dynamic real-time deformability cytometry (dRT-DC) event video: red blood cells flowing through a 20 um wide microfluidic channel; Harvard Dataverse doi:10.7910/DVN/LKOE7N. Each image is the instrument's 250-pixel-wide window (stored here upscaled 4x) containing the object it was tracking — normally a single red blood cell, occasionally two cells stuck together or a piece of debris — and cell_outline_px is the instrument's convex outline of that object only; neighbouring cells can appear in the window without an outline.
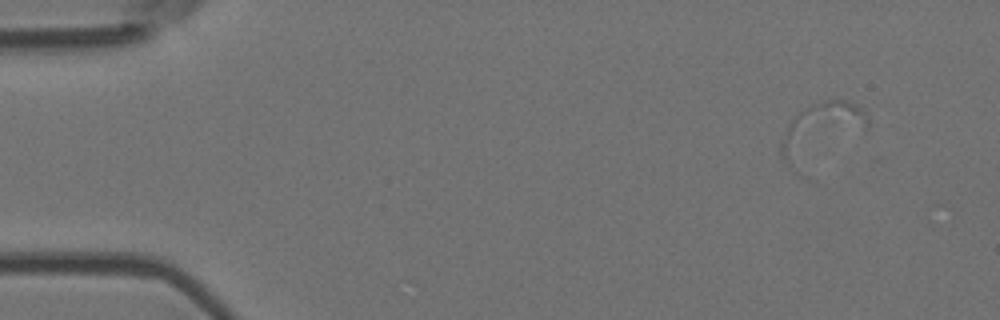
{"species": "Egyptian fruit bat (a non-hibernating species)", "species_latin": "Rousettus aegyptiacus", "temperature_condition": "room temperature", "stored_images_in_passage": 6, "camera_frame_rate_fps": 3000, "um_per_image_px": 0.085, "animal": {"sex": "female"}, "frame": {"image": 1, "passage_image": 2, "time_ms": 0.333, "image_size_px": [1000, 320], "cell_outline_px": [[868, 128], [864, 132], [788, 156], [784, 156], [780, 152], [780, 144], [788, 124], [800, 112], [824, 100], [844, 100], [860, 108], [864, 112], [868, 120]], "centroid_in_image_um": [69.94, 10.72], "position_along_channel_um": 15.1, "area_um2": 22.43}}
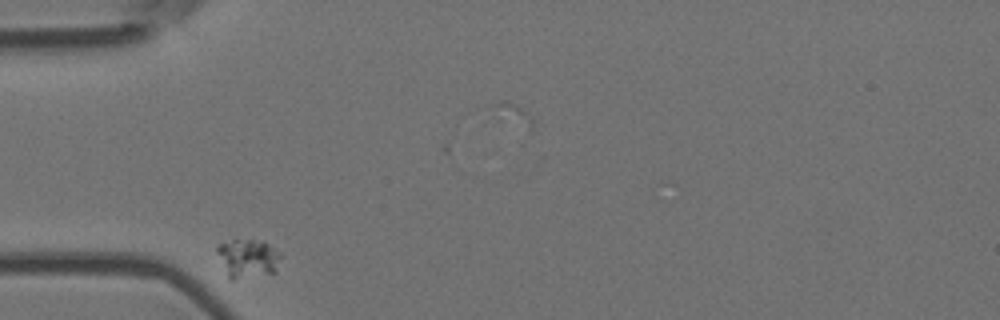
{"frame": {"image": 2, "passage_image": 5, "time_ms": 1.333, "image_size_px": [1000, 320], "cell_outline_px": [[280, 256], [276, 272], [232, 280], [228, 280], [216, 252], [216, 244], [232, 240], [252, 240], [264, 244], [280, 252]], "centroid_in_image_um": [20.98, 21.99], "position_along_channel_um": 64.0, "area_um2": 14.22}}
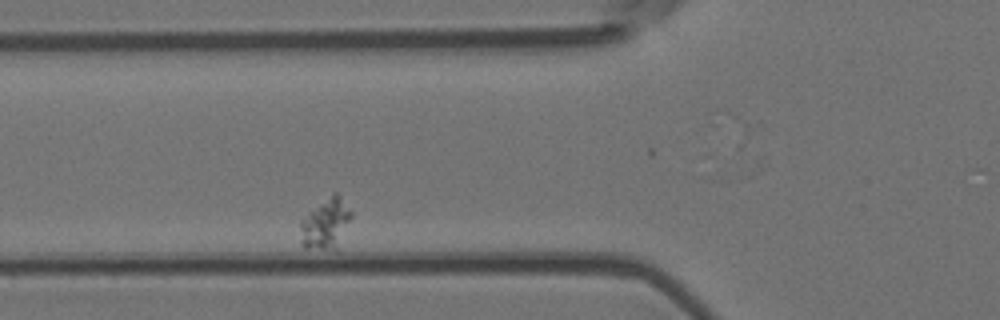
{"frame": {"image": 3, "passage_image": 6, "time_ms": 1.667, "image_size_px": [1000, 320], "cell_outline_px": [[352, 216], [336, 252], [304, 248], [300, 244], [300, 220], [308, 212], [332, 192], [336, 192], [340, 196], [352, 212]], "centroid_in_image_um": [27.66, 19.06], "position_along_channel_um": 98.1, "area_um2": 15.61}}